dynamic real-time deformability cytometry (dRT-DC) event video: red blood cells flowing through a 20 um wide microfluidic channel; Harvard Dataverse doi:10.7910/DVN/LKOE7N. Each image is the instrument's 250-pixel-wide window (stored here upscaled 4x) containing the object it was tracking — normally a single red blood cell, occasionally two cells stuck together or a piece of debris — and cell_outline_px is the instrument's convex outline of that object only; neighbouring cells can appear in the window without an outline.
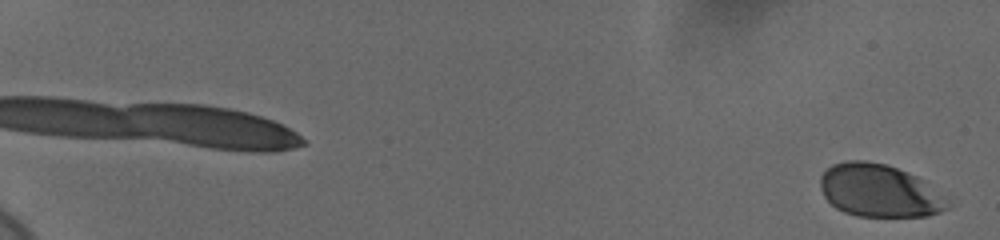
{"species": "human", "species_latin": "Homo sapiens", "temperature_condition": "cold", "stored_images_in_passage": 60, "camera_frame_rate_fps": 3000, "um_per_image_px": 0.085, "donor": {"sex": "female"}, "frame": {"image": 1, "passage_image": 2, "time_ms": 0.333, "image_size_px": [1000, 240], "cell_outline_px": [[952, 208], [928, 216], [856, 216], [844, 212], [836, 208], [824, 196], [820, 188], [820, 176], [832, 164], [844, 160], [864, 160], [888, 164], [908, 172], [924, 180]], "centroid_in_image_um": [74.69, 16.2], "position_along_channel_um": 10.3, "area_um2": 39.02}}
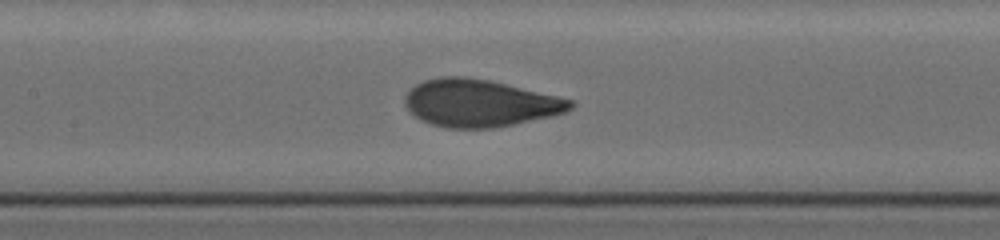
{"frame": {"image": 2, "passage_image": 33, "time_ms": 10.667, "image_size_px": [1000, 240], "cell_outline_px": [[576, 104], [568, 112], [552, 116], [492, 128], [448, 128], [432, 124], [420, 120], [404, 104], [404, 96], [416, 84], [424, 80], [440, 76], [464, 76], [488, 80], [556, 96], [572, 100]], "centroid_in_image_um": [40.77, 8.76], "position_along_channel_um": 166.6, "area_um2": 45.32}}
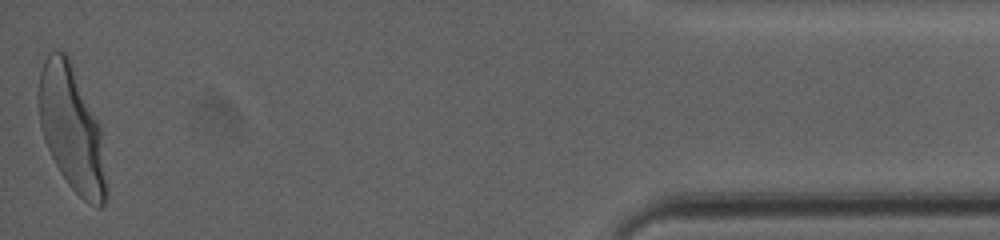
{"frame": {"image": 3, "passage_image": 60, "time_ms": 19.667, "image_size_px": [1000, 240], "cell_outline_px": [[108, 196], [104, 204], [100, 208], [96, 208], [88, 204], [68, 184], [60, 172], [44, 140], [40, 124], [40, 72], [44, 60], [48, 52], [56, 48], [64, 52], [68, 56], [72, 64], [100, 124], [108, 192]], "centroid_in_image_um": [6.13, 10.98], "position_along_channel_um": 429.1, "area_um2": 49.07}, "authors_computed_cell_mechanics": {"area_um2": 44.3615, "velocity_mm_per_s": 3.6619, "shape_relaxation_time_tau1_ms": 2.7201, "shape_relaxation_time_tau2_ms": null, "deformation_change_tau1": 0.1583, "deformation_change_tau2": null}}